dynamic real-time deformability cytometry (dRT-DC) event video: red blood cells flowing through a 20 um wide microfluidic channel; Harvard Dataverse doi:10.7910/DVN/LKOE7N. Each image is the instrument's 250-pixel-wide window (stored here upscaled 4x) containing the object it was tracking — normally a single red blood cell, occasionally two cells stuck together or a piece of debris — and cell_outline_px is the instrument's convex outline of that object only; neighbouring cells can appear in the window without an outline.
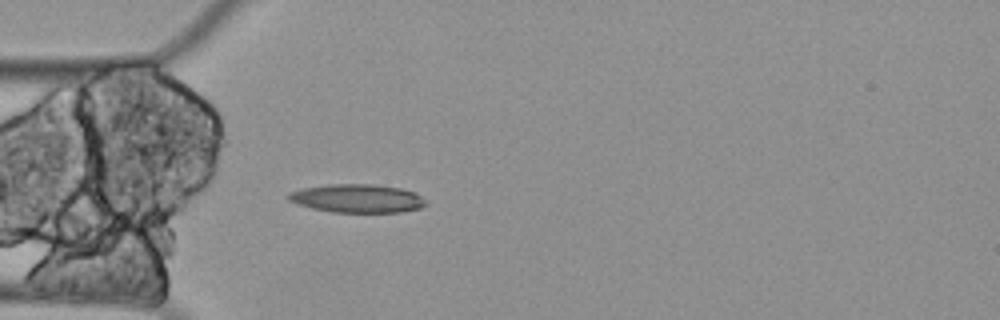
{"species": "Egyptian fruit bat (a non-hibernating species)", "species_latin": "Rousettus aegyptiacus", "temperature_condition": "cold", "stored_images_in_passage": 6, "camera_frame_rate_fps": 3000, "um_per_image_px": 0.085, "animal": {"sex": "female"}, "frame": {"image": 1, "passage_image": 1, "time_ms": 0.0, "image_size_px": [1000, 320], "cell_outline_px": [[424, 204], [420, 208], [400, 212], [332, 212], [312, 208], [296, 204], [288, 200], [284, 196], [288, 192], [300, 188], [328, 184], [372, 184], [400, 188], [416, 192], [424, 200]], "centroid_in_image_um": [30.28, 16.85], "position_along_channel_um": 54.7, "area_um2": 22.89}}
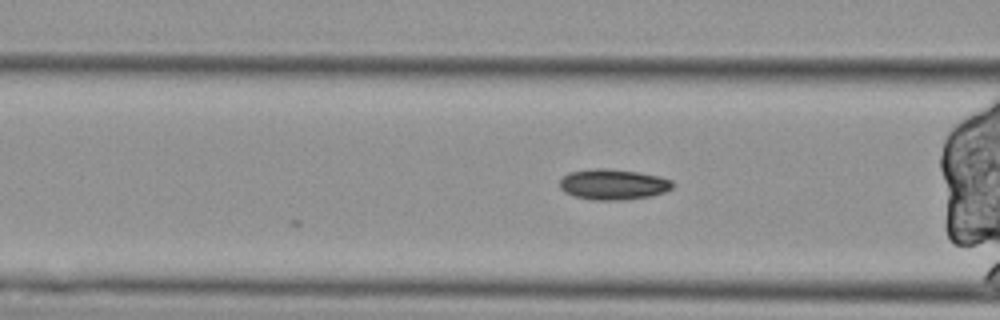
{"frame": {"image": 2, "passage_image": 6, "time_ms": 1.667, "image_size_px": [1000, 320], "cell_outline_px": [[676, 184], [672, 188], [664, 192], [652, 196], [620, 200], [592, 200], [572, 196], [564, 192], [560, 188], [560, 180], [568, 172], [592, 168], [608, 168], [640, 172], [660, 176], [672, 180]], "centroid_in_image_um": [52.13, 15.67], "position_along_channel_um": 114.5, "area_um2": 20.52}}